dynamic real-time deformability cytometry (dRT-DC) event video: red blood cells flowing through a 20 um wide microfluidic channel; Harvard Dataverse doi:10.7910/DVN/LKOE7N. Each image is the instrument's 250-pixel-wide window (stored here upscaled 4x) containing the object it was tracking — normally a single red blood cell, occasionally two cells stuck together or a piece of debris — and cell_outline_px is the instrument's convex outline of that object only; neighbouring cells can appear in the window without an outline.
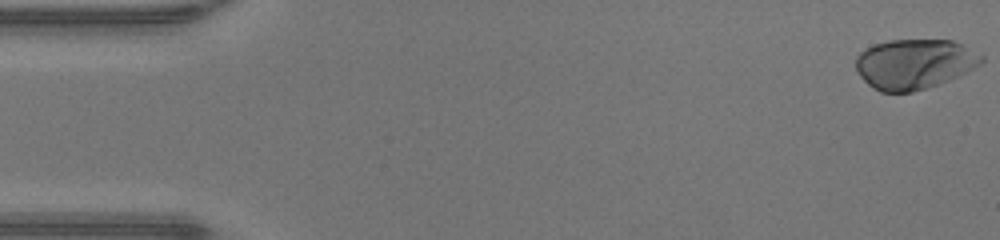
{"species": "human", "species_latin": "Homo sapiens", "temperature_condition": "warm", "stored_images_in_passage": 48, "camera_frame_rate_fps": 3000, "um_per_image_px": 0.085, "donor": {"sex": "male"}, "frame": {"image": 1, "passage_image": 1, "time_ms": 0.0, "image_size_px": [1000, 240], "cell_outline_px": [[984, 60], [980, 64], [948, 80], [912, 92], [880, 92], [872, 88], [860, 76], [856, 68], [856, 56], [860, 52], [876, 44], [888, 40], [952, 40], [964, 44], [984, 56]], "centroid_in_image_um": [77.71, 5.42], "position_along_channel_um": 7.3, "area_um2": 36.36}}
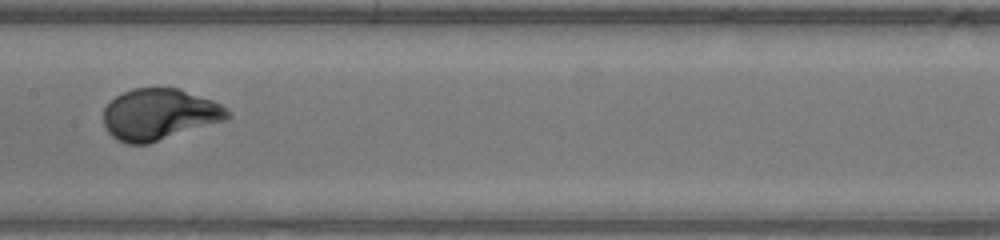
{"frame": {"image": 2, "passage_image": 24, "time_ms": 7.667, "image_size_px": [1000, 240], "cell_outline_px": [[232, 116], [228, 120], [148, 144], [128, 144], [116, 140], [108, 132], [104, 124], [104, 108], [116, 96], [132, 88], [180, 88], [212, 100], [228, 108], [232, 112]], "centroid_in_image_um": [13.59, 9.73], "position_along_channel_um": 193.8, "area_um2": 37.45}}
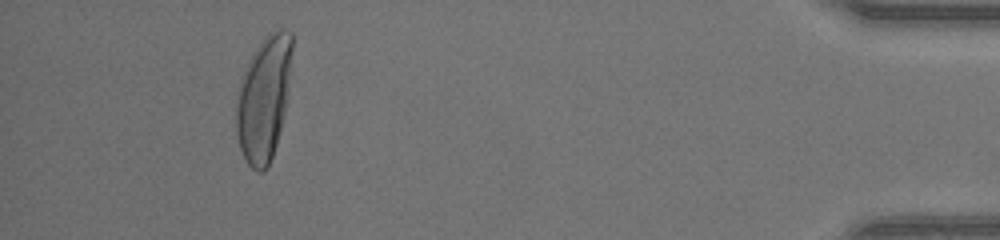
{"frame": {"image": 3, "passage_image": 44, "time_ms": 14.333, "image_size_px": [1000, 240], "cell_outline_px": [[292, 48], [288, 100], [276, 144], [268, 168], [264, 172], [256, 172], [244, 160], [240, 148], [236, 132], [236, 92], [240, 80], [248, 60], [252, 52], [264, 36], [268, 32], [276, 28], [284, 28], [292, 32]], "centroid_in_image_um": [22.42, 8.33], "position_along_channel_um": 412.8, "area_um2": 41.44}, "authors_computed_cell_mechanics": {"area_um2": 36.7319, "velocity_mm_per_s": 4.3447, "shape_relaxation_time_tau1_ms": 2.6345, "shape_relaxation_time_tau2_ms": null, "deformation_change_tau1": 0.1963, "deformation_change_tau2": null}}